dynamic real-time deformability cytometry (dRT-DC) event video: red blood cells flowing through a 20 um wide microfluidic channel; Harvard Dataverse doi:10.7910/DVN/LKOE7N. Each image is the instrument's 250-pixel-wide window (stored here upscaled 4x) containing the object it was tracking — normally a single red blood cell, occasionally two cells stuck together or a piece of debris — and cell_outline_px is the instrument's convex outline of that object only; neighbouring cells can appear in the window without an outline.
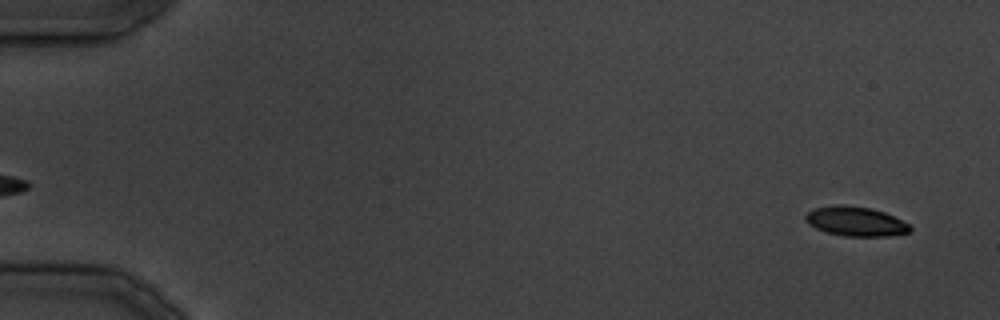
{"species": "common noctule bat (a hibernating species)", "species_latin": "Nyctalus noctula", "temperature_condition": "cold", "stored_images_in_passage": 36, "camera_frame_rate_fps": 3000, "um_per_image_px": 0.085, "animal": {"sex": "male", "body_mass_g": 19.5, "forearm_length_mm": 54.6}, "frame": {"image": 1, "passage_image": 2, "time_ms": 1.333, "image_size_px": [1000, 320], "cell_outline_px": [[912, 228], [908, 232], [888, 236], [844, 236], [828, 232], [816, 228], [808, 224], [804, 216], [812, 208], [836, 204], [844, 204], [872, 208], [884, 212], [908, 224]], "centroid_in_image_um": [72.69, 18.8], "position_along_channel_um": 12.3, "area_um2": 17.92}}
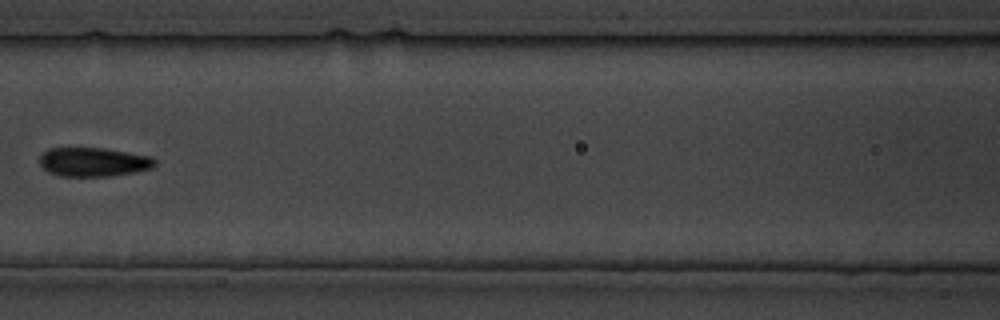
{"frame": {"image": 2, "passage_image": 17, "time_ms": 19.667, "image_size_px": [1000, 320], "cell_outline_px": [[156, 164], [152, 168], [136, 172], [108, 176], [60, 176], [48, 172], [40, 164], [40, 156], [48, 148], [104, 148], [152, 156], [156, 160]], "centroid_in_image_um": [7.97, 13.77], "position_along_channel_um": 158.6, "area_um2": 19.54}}
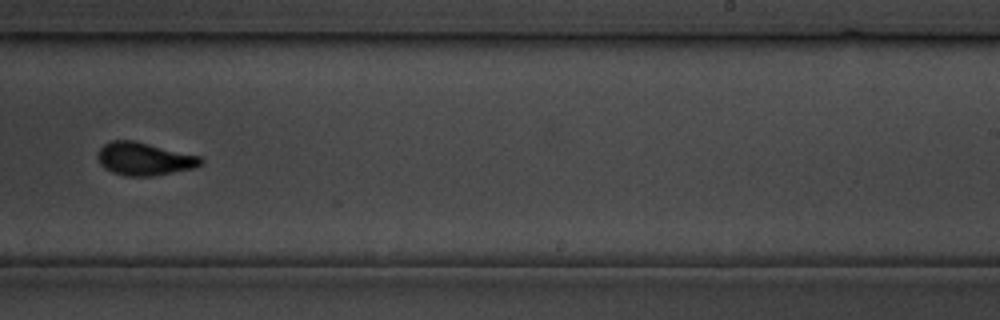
{"frame": {"image": 3, "passage_image": 23, "time_ms": 27.333, "image_size_px": [1000, 320], "cell_outline_px": [[204, 160], [196, 168], [152, 176], [124, 176], [112, 172], [104, 168], [100, 164], [96, 156], [96, 152], [104, 144], [112, 140], [136, 140], [200, 156]], "centroid_in_image_um": [12.24, 13.5], "position_along_channel_um": 276.8, "area_um2": 20.06}}